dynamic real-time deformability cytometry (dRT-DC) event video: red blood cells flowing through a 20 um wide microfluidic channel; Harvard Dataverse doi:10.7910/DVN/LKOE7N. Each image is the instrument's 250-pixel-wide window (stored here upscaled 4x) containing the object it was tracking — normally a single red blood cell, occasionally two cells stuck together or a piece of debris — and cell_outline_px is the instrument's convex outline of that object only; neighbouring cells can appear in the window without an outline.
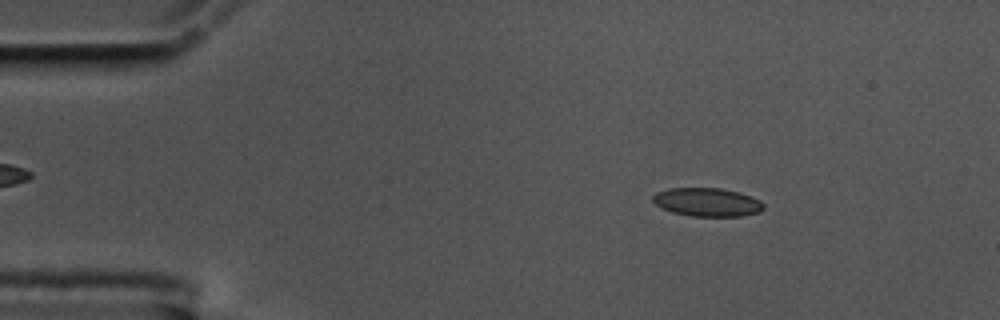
{"species": "common noctule bat (a hibernating species)", "species_latin": "Nyctalus noctula", "temperature_condition": "cold", "stored_images_in_passage": 57, "camera_frame_rate_fps": 3000, "um_per_image_px": 0.085, "animal": {"sex": "male", "body_mass_g": 17.5, "forearm_length_mm": 52.3}, "frame": {"image": 1, "passage_image": 8, "time_ms": 2.333, "image_size_px": [1000, 320], "cell_outline_px": [[764, 208], [760, 212], [744, 216], [688, 216], [672, 212], [656, 204], [652, 200], [652, 196], [656, 192], [668, 188], [720, 188], [740, 192], [760, 200], [764, 204]], "centroid_in_image_um": [60.13, 17.18], "position_along_channel_um": 24.9, "area_um2": 18.5}}
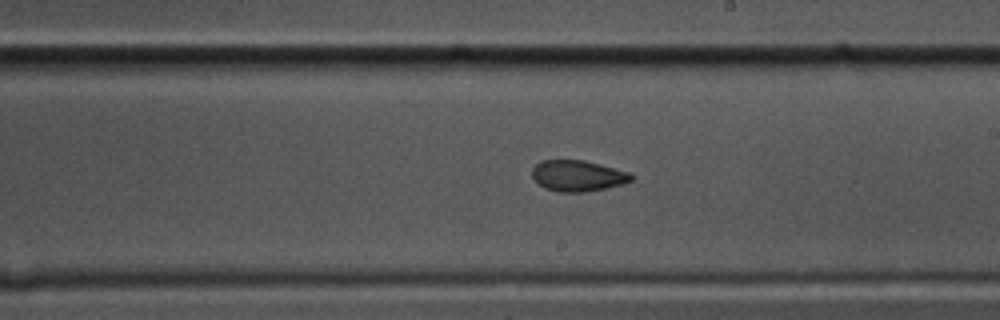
{"frame": {"image": 2, "passage_image": 32, "time_ms": 10.333, "image_size_px": [1000, 320], "cell_outline_px": [[636, 176], [632, 180], [624, 184], [608, 188], [584, 192], [556, 192], [544, 188], [532, 176], [532, 168], [540, 160], [584, 160], [600, 164], [628, 172]], "centroid_in_image_um": [49.13, 14.95], "position_along_channel_um": 239.9, "area_um2": 18.09}}
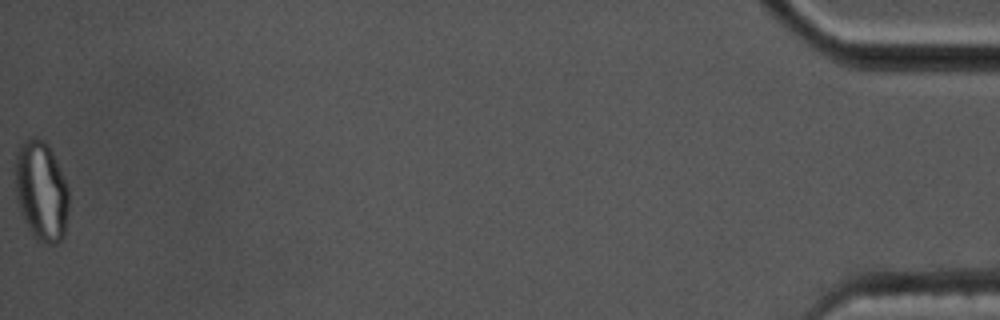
{"frame": {"image": 3, "passage_image": 57, "time_ms": 18.667, "image_size_px": [1000, 320], "cell_outline_px": [[68, 208], [64, 236], [56, 244], [48, 244], [36, 240], [16, 200], [16, 156], [20, 144], [24, 140], [32, 136], [36, 136], [44, 140], [48, 144], [56, 160], [68, 188]], "centroid_in_image_um": [3.52, 16.2], "position_along_channel_um": 431.7, "area_um2": 30.87}, "authors_computed_cell_mechanics": {"area_um2": 18.6694, "velocity_mm_per_s": 3.5014, "shape_relaxation_time_tau1_ms": null, "shape_relaxation_time_tau2_ms": 3.0452, "deformation_change_tau1": null, "deformation_change_tau2": 0.0681}}